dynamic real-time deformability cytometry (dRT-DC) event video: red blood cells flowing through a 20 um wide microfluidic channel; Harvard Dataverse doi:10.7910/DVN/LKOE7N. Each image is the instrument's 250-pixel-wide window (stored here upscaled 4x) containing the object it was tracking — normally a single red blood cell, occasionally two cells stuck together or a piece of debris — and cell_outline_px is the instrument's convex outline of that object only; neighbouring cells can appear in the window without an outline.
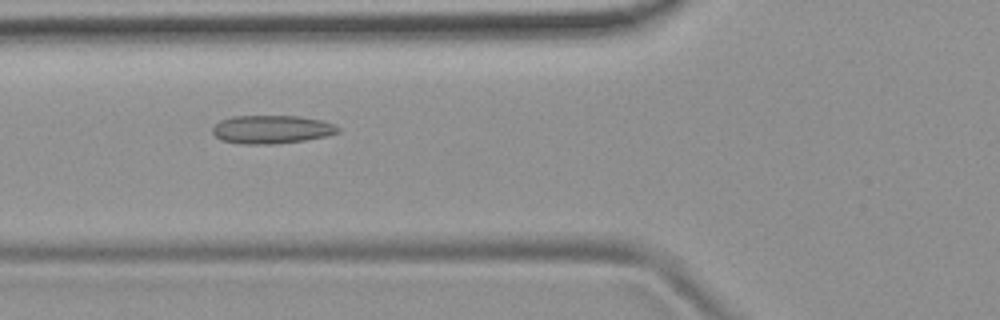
{"species": "common noctule bat (a hibernating species)", "species_latin": "Nyctalus noctula", "temperature_condition": "room temperature", "stored_images_in_passage": 2, "camera_frame_rate_fps": 3000, "um_per_image_px": 0.085, "animal": {"sex": "female", "body_mass_g": 19.9}, "frame": {"image": 1, "passage_image": 2, "time_ms": 0.333, "image_size_px": [1000, 320], "cell_outline_px": [[340, 132], [324, 136], [304, 140], [272, 144], [240, 144], [220, 140], [212, 132], [212, 128], [220, 120], [232, 116], [300, 116], [324, 120], [336, 124], [340, 128]], "centroid_in_image_um": [23.1, 10.99], "position_along_channel_um": 102.7, "area_um2": 20.87}}